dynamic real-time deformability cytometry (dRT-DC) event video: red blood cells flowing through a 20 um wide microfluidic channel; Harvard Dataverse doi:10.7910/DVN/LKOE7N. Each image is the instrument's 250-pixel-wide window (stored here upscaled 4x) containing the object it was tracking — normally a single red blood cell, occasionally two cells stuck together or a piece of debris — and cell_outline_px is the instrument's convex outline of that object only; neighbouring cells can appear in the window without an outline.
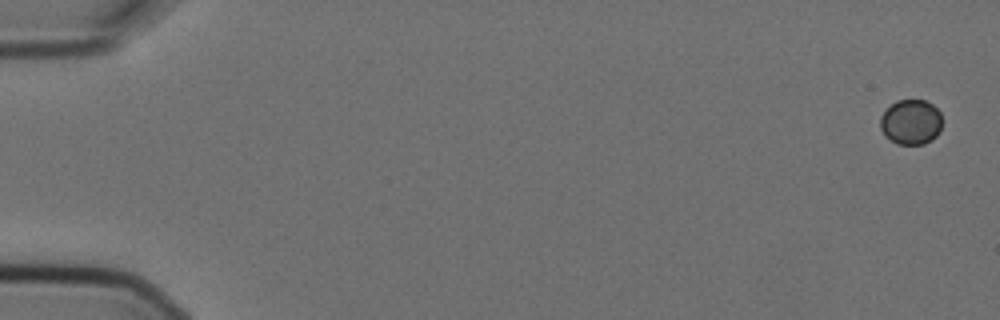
{"species": "Egyptian fruit bat (a non-hibernating species)", "species_latin": "Rousettus aegyptiacus", "temperature_condition": "cold", "stored_images_in_passage": 4, "camera_frame_rate_fps": 3000, "um_per_image_px": 0.085, "animal": {"sex": "female"}, "frame": {"image": 1, "passage_image": 1, "time_ms": 0.0, "image_size_px": [1000, 320], "cell_outline_px": [[940, 132], [932, 140], [924, 144], [896, 144], [884, 136], [880, 128], [880, 116], [896, 100], [924, 100], [932, 104], [940, 112]], "centroid_in_image_um": [77.41, 10.39], "position_along_channel_um": 7.6, "area_um2": 16.3}}